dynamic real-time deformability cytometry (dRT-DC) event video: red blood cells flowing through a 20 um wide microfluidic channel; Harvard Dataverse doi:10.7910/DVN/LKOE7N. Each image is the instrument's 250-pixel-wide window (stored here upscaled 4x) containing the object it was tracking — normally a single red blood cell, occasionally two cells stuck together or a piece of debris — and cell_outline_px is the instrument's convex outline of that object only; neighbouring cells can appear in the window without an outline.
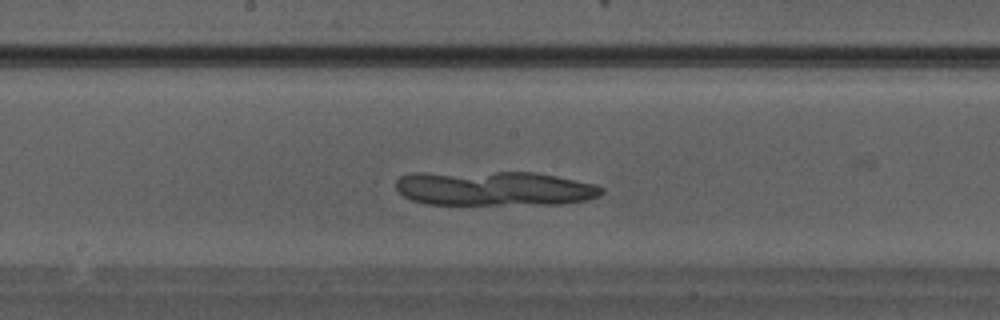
{"species": "Egyptian fruit bat (a non-hibernating species)", "species_latin": "Rousettus aegyptiacus", "temperature_condition": "warm", "stored_images_in_passage": 25, "camera_frame_rate_fps": 3000, "um_per_image_px": 0.085, "animal": {"sex": "male"}, "frame": {"image": 1, "passage_image": 8, "time_ms": 2.333, "image_size_px": [1000, 320], "cell_outline_px": [[604, 192], [600, 196], [588, 200], [564, 204], [424, 204], [412, 200], [404, 196], [396, 188], [396, 180], [400, 176], [416, 172], [536, 172], [596, 184], [604, 188]], "centroid_in_image_um": [42.03, 16.01], "position_along_channel_um": 206.2, "area_um2": 41.91}}